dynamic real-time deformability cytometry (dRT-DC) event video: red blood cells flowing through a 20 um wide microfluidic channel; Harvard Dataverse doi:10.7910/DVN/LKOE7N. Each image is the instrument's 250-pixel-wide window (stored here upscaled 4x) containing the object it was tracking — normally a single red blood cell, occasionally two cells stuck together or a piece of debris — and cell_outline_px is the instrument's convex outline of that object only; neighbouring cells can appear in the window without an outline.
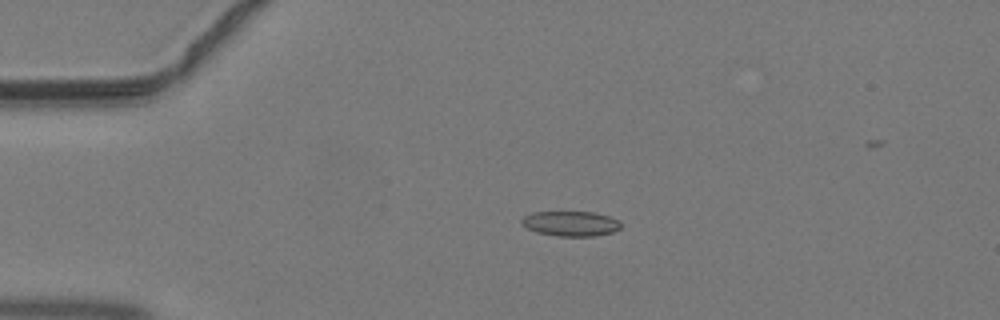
{"species": "common noctule bat (a hibernating species)", "species_latin": "Nyctalus noctula", "temperature_condition": "warm", "stored_images_in_passage": 32, "camera_frame_rate_fps": 3000, "um_per_image_px": 0.085, "animal": {"sex": "male", "body_mass_g": 19.2, "forearm_length_mm": 51.8}, "frame": {"image": 1, "passage_image": 4, "time_ms": 1.0, "image_size_px": [1000, 320], "cell_outline_px": [[620, 228], [612, 232], [596, 236], [560, 236], [536, 232], [520, 224], [520, 220], [524, 216], [532, 212], [592, 212], [608, 216], [620, 220]], "centroid_in_image_um": [48.49, 19.0], "position_along_channel_um": 36.5, "area_um2": 14.45}}
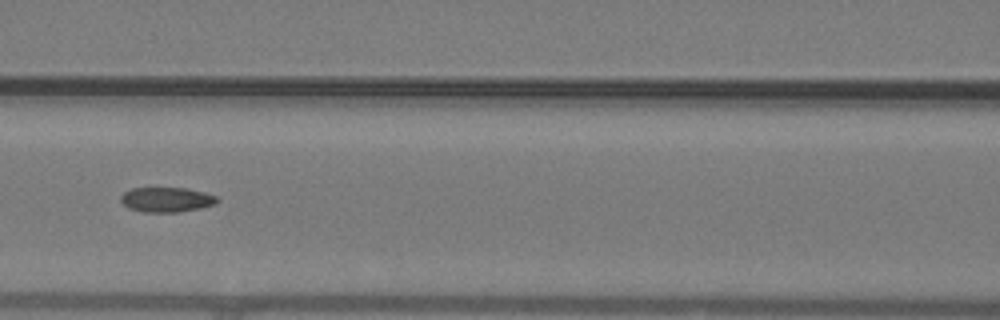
{"frame": {"image": 2, "passage_image": 14, "time_ms": 4.333, "image_size_px": [1000, 320], "cell_outline_px": [[220, 200], [216, 204], [200, 208], [176, 212], [144, 212], [128, 208], [120, 200], [120, 196], [124, 192], [132, 188], [184, 188], [204, 192], [216, 196]], "centroid_in_image_um": [14.16, 16.97], "position_along_channel_um": 152.4, "area_um2": 13.93}}
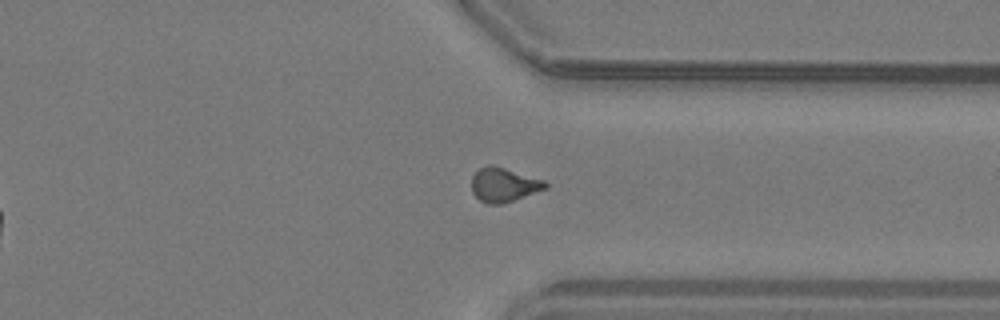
{"frame": {"image": 3, "passage_image": 28, "time_ms": 9.0, "image_size_px": [1000, 320], "cell_outline_px": [[548, 188], [500, 204], [488, 204], [480, 200], [472, 192], [472, 176], [480, 168], [488, 164], [492, 164], [544, 180], [548, 184]], "centroid_in_image_um": [42.81, 15.69], "position_along_channel_um": 368.6, "area_um2": 14.51}}